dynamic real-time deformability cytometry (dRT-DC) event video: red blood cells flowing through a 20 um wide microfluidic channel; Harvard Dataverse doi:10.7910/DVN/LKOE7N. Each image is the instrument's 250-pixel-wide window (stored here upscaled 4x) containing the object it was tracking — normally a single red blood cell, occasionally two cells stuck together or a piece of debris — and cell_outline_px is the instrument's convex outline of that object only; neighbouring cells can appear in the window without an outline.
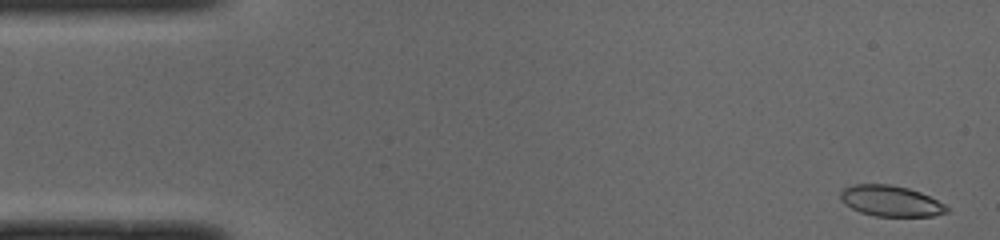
{"species": "common noctule bat (a hibernating species)", "species_latin": "Nyctalus noctula", "temperature_condition": "cold", "stored_images_in_passage": 49, "camera_frame_rate_fps": 3000, "um_per_image_px": 0.085, "animal": {"sex": "male", "body_mass_g": 19.0, "forearm_length_mm": 50.8}, "frame": {"image": 1, "passage_image": 1, "time_ms": 0.0, "image_size_px": [1000, 240], "cell_outline_px": [[948, 212], [932, 216], [876, 216], [860, 212], [844, 204], [840, 200], [840, 192], [844, 188], [852, 184], [888, 184], [908, 188], [920, 192], [944, 204], [948, 208]], "centroid_in_image_um": [75.67, 17.08], "position_along_channel_um": 9.3, "area_um2": 19.02}}
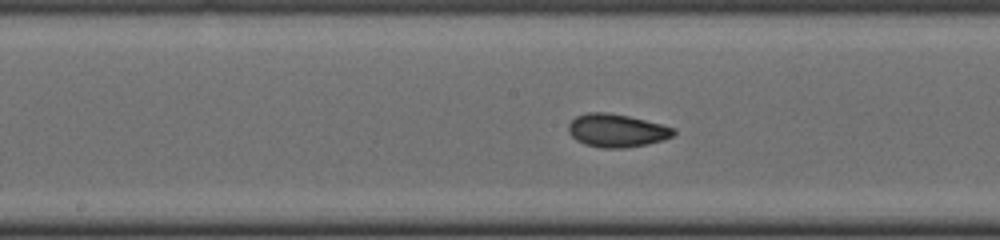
{"frame": {"image": 2, "passage_image": 24, "time_ms": 7.667, "image_size_px": [1000, 240], "cell_outline_px": [[676, 132], [672, 136], [664, 140], [648, 144], [624, 148], [604, 148], [584, 144], [576, 140], [568, 132], [568, 124], [576, 116], [588, 112], [604, 112], [628, 116], [676, 128]], "centroid_in_image_um": [52.41, 11.1], "position_along_channel_um": 195.8, "area_um2": 20.29}}
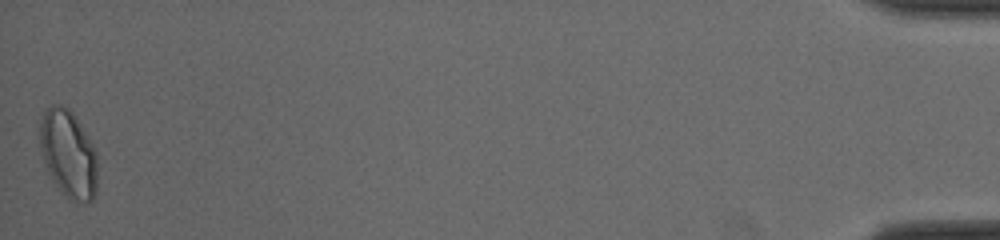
{"frame": {"image": 3, "passage_image": 49, "time_ms": 16.0, "image_size_px": [1000, 240], "cell_outline_px": [[96, 192], [92, 200], [88, 204], [72, 204], [60, 192], [48, 172], [44, 160], [40, 144], [40, 124], [44, 112], [52, 104], [60, 104], [68, 108], [72, 112], [80, 124], [92, 144], [96, 152]], "centroid_in_image_um": [5.82, 13.15], "position_along_channel_um": 429.4, "area_um2": 29.54}, "authors_computed_cell_mechanics": {"area_um2": 19.941, "velocity_mm_per_s": 3.9959, "shape_relaxation_time_tau1_ms": 6.2644, "shape_relaxation_time_tau2_ms": 1.4776, "deformation_change_tau1": 0.1716, "deformation_change_tau2": 0.0521}}